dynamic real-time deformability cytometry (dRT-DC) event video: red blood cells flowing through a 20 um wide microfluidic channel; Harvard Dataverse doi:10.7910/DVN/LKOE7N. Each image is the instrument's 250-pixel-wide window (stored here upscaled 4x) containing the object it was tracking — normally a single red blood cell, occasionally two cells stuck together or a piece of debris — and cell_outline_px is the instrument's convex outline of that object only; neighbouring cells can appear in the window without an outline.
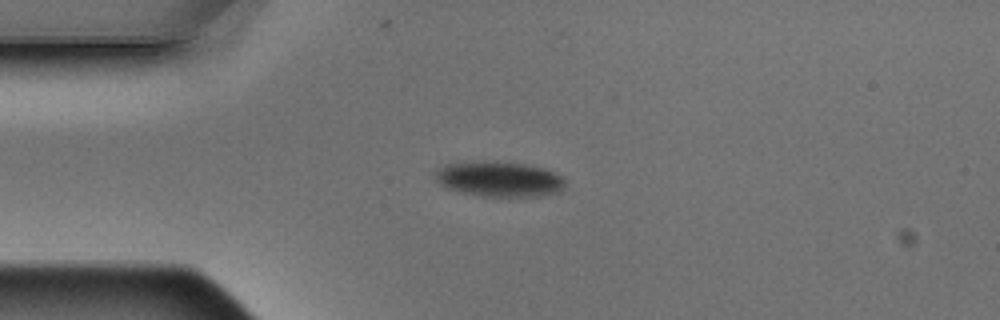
{"species": "Egyptian fruit bat (a non-hibernating species)", "species_latin": "Rousettus aegyptiacus", "temperature_condition": "warm", "stored_images_in_passage": 5, "camera_frame_rate_fps": 3000, "um_per_image_px": 0.085, "animal": {"sex": "male"}, "frame": {"image": 1, "passage_image": 2, "time_ms": 0.333, "image_size_px": [1000, 320], "cell_outline_px": [[564, 188], [560, 192], [540, 196], [480, 196], [460, 192], [448, 188], [440, 184], [436, 180], [436, 172], [444, 164], [524, 164], [544, 168], [560, 176], [564, 180]], "centroid_in_image_um": [42.48, 15.28], "position_along_channel_um": 42.5, "area_um2": 25.49}}
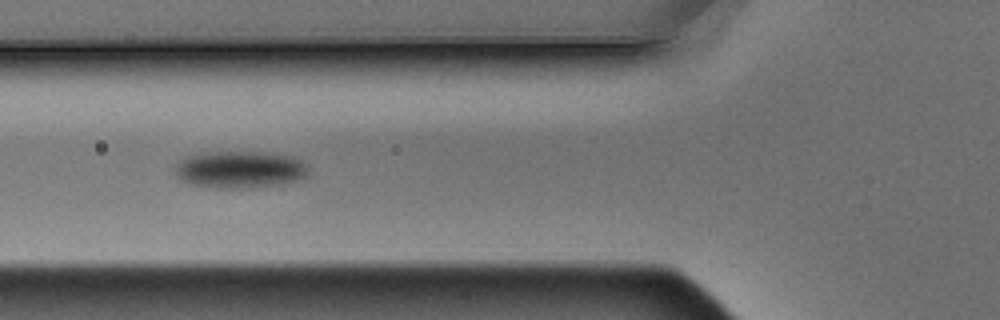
{"frame": {"image": 2, "passage_image": 4, "time_ms": 1.0, "image_size_px": [1000, 320], "cell_outline_px": [[308, 176], [296, 180], [276, 184], [252, 188], [216, 188], [192, 184], [180, 180], [176, 176], [176, 164], [184, 156], [200, 152], [268, 152], [292, 156], [300, 160], [308, 168]], "centroid_in_image_um": [20.35, 14.4], "position_along_channel_um": 105.4, "area_um2": 29.02}}
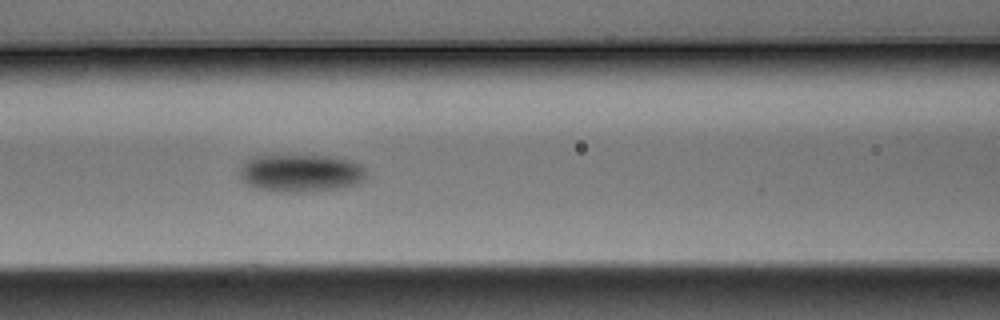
{"frame": {"image": 3, "passage_image": 5, "time_ms": 1.333, "image_size_px": [1000, 320], "cell_outline_px": [[364, 180], [356, 184], [336, 188], [304, 192], [284, 192], [256, 188], [248, 184], [240, 176], [240, 168], [244, 160], [252, 156], [340, 156], [352, 160], [360, 164], [364, 168]], "centroid_in_image_um": [25.56, 14.69], "position_along_channel_um": 141.0, "area_um2": 27.74}}